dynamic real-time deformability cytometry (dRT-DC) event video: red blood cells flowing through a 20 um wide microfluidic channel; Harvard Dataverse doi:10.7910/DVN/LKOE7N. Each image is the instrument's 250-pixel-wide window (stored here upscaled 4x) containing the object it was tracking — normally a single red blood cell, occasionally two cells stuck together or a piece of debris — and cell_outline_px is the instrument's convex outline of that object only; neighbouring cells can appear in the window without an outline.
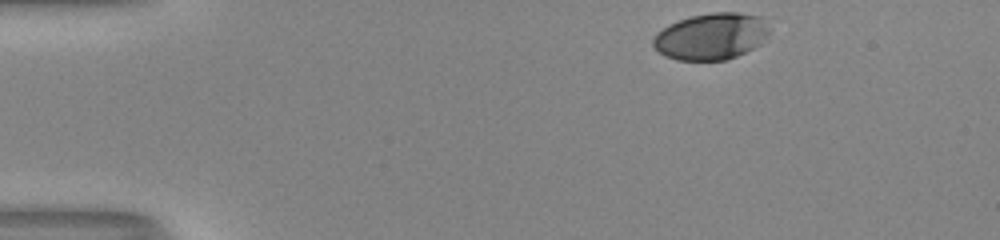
{"species": "human", "species_latin": "Homo sapiens", "temperature_condition": "room temperature", "stored_images_in_passage": 36, "camera_frame_rate_fps": 3000, "um_per_image_px": 0.085, "donor": {"sex": "male"}, "frame": {"image": 1, "passage_image": 1, "time_ms": 0.0, "image_size_px": [1000, 240], "cell_outline_px": [[768, 32], [760, 44], [736, 56], [724, 60], [676, 60], [664, 56], [652, 44], [652, 40], [656, 32], [668, 24], [692, 16], [712, 12], [740, 12], [760, 16], [768, 28]], "centroid_in_image_um": [60.4, 3.09], "position_along_channel_um": 24.6, "area_um2": 31.39}}
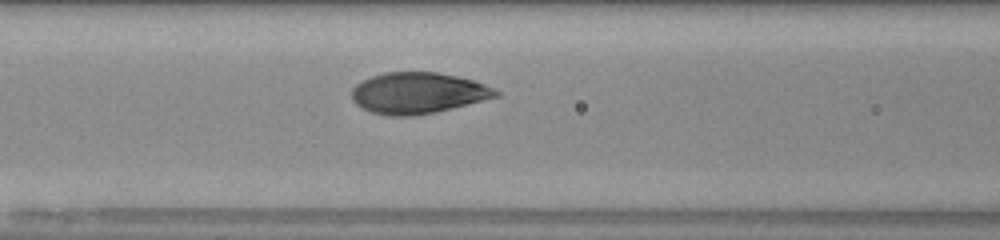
{"frame": {"image": 2, "passage_image": 16, "time_ms": 5.0, "image_size_px": [1000, 240], "cell_outline_px": [[500, 96], [436, 112], [416, 116], [388, 116], [372, 112], [360, 108], [352, 100], [352, 88], [356, 84], [372, 76], [384, 72], [436, 72], [456, 76], [472, 80], [484, 84], [500, 92]], "centroid_in_image_um": [35.5, 7.92], "position_along_channel_um": 131.1, "area_um2": 34.56}}
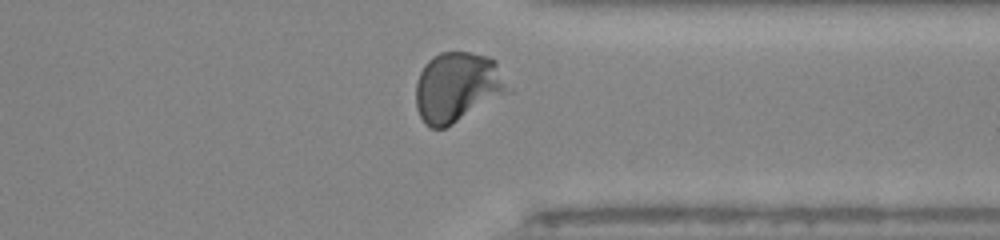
{"frame": {"image": 3, "passage_image": 34, "time_ms": 11.0, "image_size_px": [1000, 240], "cell_outline_px": [[512, 92], [452, 124], [444, 128], [432, 128], [424, 124], [416, 108], [416, 84], [420, 72], [424, 64], [432, 56], [440, 52], [468, 52], [488, 56], [496, 60]], "centroid_in_image_um": [38.89, 7.4], "position_along_channel_um": 372.5, "area_um2": 37.92}, "authors_computed_cell_mechanics": {"area_um2": 34.8534, "velocity_mm_per_s": 4.0476, "shape_relaxation_time_tau1_ms": 4.1986, "shape_relaxation_time_tau2_ms": null, "deformation_change_tau1": 0.1923, "deformation_change_tau2": null}}